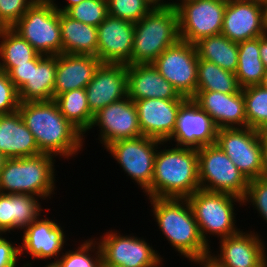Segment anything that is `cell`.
I'll list each match as a JSON object with an SVG mask.
<instances>
[{"instance_id": "cell-19", "label": "cell", "mask_w": 267, "mask_h": 267, "mask_svg": "<svg viewBox=\"0 0 267 267\" xmlns=\"http://www.w3.org/2000/svg\"><path fill=\"white\" fill-rule=\"evenodd\" d=\"M134 24L108 15L97 26V57L102 63L131 65Z\"/></svg>"}, {"instance_id": "cell-46", "label": "cell", "mask_w": 267, "mask_h": 267, "mask_svg": "<svg viewBox=\"0 0 267 267\" xmlns=\"http://www.w3.org/2000/svg\"><path fill=\"white\" fill-rule=\"evenodd\" d=\"M54 2V6L55 8L59 11V12H66L70 7L74 6V5H77L79 3H81L82 1L84 0H65L66 3L65 5L61 7V4L60 6H58L59 4H56V0H52Z\"/></svg>"}, {"instance_id": "cell-3", "label": "cell", "mask_w": 267, "mask_h": 267, "mask_svg": "<svg viewBox=\"0 0 267 267\" xmlns=\"http://www.w3.org/2000/svg\"><path fill=\"white\" fill-rule=\"evenodd\" d=\"M153 218L168 243L188 260L209 255L187 198H148Z\"/></svg>"}, {"instance_id": "cell-43", "label": "cell", "mask_w": 267, "mask_h": 267, "mask_svg": "<svg viewBox=\"0 0 267 267\" xmlns=\"http://www.w3.org/2000/svg\"><path fill=\"white\" fill-rule=\"evenodd\" d=\"M262 146V177L267 178V128L259 131Z\"/></svg>"}, {"instance_id": "cell-1", "label": "cell", "mask_w": 267, "mask_h": 267, "mask_svg": "<svg viewBox=\"0 0 267 267\" xmlns=\"http://www.w3.org/2000/svg\"><path fill=\"white\" fill-rule=\"evenodd\" d=\"M18 111L41 153L69 160L83 151L84 135L65 119L54 100L20 102Z\"/></svg>"}, {"instance_id": "cell-28", "label": "cell", "mask_w": 267, "mask_h": 267, "mask_svg": "<svg viewBox=\"0 0 267 267\" xmlns=\"http://www.w3.org/2000/svg\"><path fill=\"white\" fill-rule=\"evenodd\" d=\"M62 53L92 55L97 57V27L72 19L59 12Z\"/></svg>"}, {"instance_id": "cell-6", "label": "cell", "mask_w": 267, "mask_h": 267, "mask_svg": "<svg viewBox=\"0 0 267 267\" xmlns=\"http://www.w3.org/2000/svg\"><path fill=\"white\" fill-rule=\"evenodd\" d=\"M187 200L198 224L200 235L208 247L211 248L209 243L211 235L220 237L219 240H221L240 231V228L235 225L237 221L234 205L238 203L243 206L242 198L229 193L198 189Z\"/></svg>"}, {"instance_id": "cell-44", "label": "cell", "mask_w": 267, "mask_h": 267, "mask_svg": "<svg viewBox=\"0 0 267 267\" xmlns=\"http://www.w3.org/2000/svg\"><path fill=\"white\" fill-rule=\"evenodd\" d=\"M190 261H191V264L193 262L194 264H197V265L199 264L200 267H223L210 255L193 258V259H190L189 262Z\"/></svg>"}, {"instance_id": "cell-25", "label": "cell", "mask_w": 267, "mask_h": 267, "mask_svg": "<svg viewBox=\"0 0 267 267\" xmlns=\"http://www.w3.org/2000/svg\"><path fill=\"white\" fill-rule=\"evenodd\" d=\"M38 198L30 194L0 193V234H11L16 229L24 231L41 216L44 208Z\"/></svg>"}, {"instance_id": "cell-33", "label": "cell", "mask_w": 267, "mask_h": 267, "mask_svg": "<svg viewBox=\"0 0 267 267\" xmlns=\"http://www.w3.org/2000/svg\"><path fill=\"white\" fill-rule=\"evenodd\" d=\"M240 89L235 73L222 69L215 63L198 60L196 91L233 94Z\"/></svg>"}, {"instance_id": "cell-10", "label": "cell", "mask_w": 267, "mask_h": 267, "mask_svg": "<svg viewBox=\"0 0 267 267\" xmlns=\"http://www.w3.org/2000/svg\"><path fill=\"white\" fill-rule=\"evenodd\" d=\"M228 0H187L178 12L180 40L191 44L200 39L221 34Z\"/></svg>"}, {"instance_id": "cell-26", "label": "cell", "mask_w": 267, "mask_h": 267, "mask_svg": "<svg viewBox=\"0 0 267 267\" xmlns=\"http://www.w3.org/2000/svg\"><path fill=\"white\" fill-rule=\"evenodd\" d=\"M0 153L7 159L41 154L19 111L0 115Z\"/></svg>"}, {"instance_id": "cell-49", "label": "cell", "mask_w": 267, "mask_h": 267, "mask_svg": "<svg viewBox=\"0 0 267 267\" xmlns=\"http://www.w3.org/2000/svg\"><path fill=\"white\" fill-rule=\"evenodd\" d=\"M6 159L7 158L3 154L0 153V172H1L2 168H3V166H4V163H5Z\"/></svg>"}, {"instance_id": "cell-30", "label": "cell", "mask_w": 267, "mask_h": 267, "mask_svg": "<svg viewBox=\"0 0 267 267\" xmlns=\"http://www.w3.org/2000/svg\"><path fill=\"white\" fill-rule=\"evenodd\" d=\"M0 70L31 64L39 53L13 28H0Z\"/></svg>"}, {"instance_id": "cell-5", "label": "cell", "mask_w": 267, "mask_h": 267, "mask_svg": "<svg viewBox=\"0 0 267 267\" xmlns=\"http://www.w3.org/2000/svg\"><path fill=\"white\" fill-rule=\"evenodd\" d=\"M180 40L175 7H154L134 24L131 64L152 63Z\"/></svg>"}, {"instance_id": "cell-16", "label": "cell", "mask_w": 267, "mask_h": 267, "mask_svg": "<svg viewBox=\"0 0 267 267\" xmlns=\"http://www.w3.org/2000/svg\"><path fill=\"white\" fill-rule=\"evenodd\" d=\"M217 128L211 117L191 98L180 107L174 133L168 140L171 145L199 149L213 145L216 141Z\"/></svg>"}, {"instance_id": "cell-17", "label": "cell", "mask_w": 267, "mask_h": 267, "mask_svg": "<svg viewBox=\"0 0 267 267\" xmlns=\"http://www.w3.org/2000/svg\"><path fill=\"white\" fill-rule=\"evenodd\" d=\"M45 215L39 216L24 231L22 236V244H20V256L23 253L29 255L31 259L44 260L53 259L56 262L64 253V246L68 241L66 232L61 224ZM25 251V252H24Z\"/></svg>"}, {"instance_id": "cell-2", "label": "cell", "mask_w": 267, "mask_h": 267, "mask_svg": "<svg viewBox=\"0 0 267 267\" xmlns=\"http://www.w3.org/2000/svg\"><path fill=\"white\" fill-rule=\"evenodd\" d=\"M165 143L158 147L151 186L144 194L147 198H188L200 189L198 151L179 146L167 148Z\"/></svg>"}, {"instance_id": "cell-12", "label": "cell", "mask_w": 267, "mask_h": 267, "mask_svg": "<svg viewBox=\"0 0 267 267\" xmlns=\"http://www.w3.org/2000/svg\"><path fill=\"white\" fill-rule=\"evenodd\" d=\"M215 144L248 180L262 177L259 131L249 127L217 129Z\"/></svg>"}, {"instance_id": "cell-50", "label": "cell", "mask_w": 267, "mask_h": 267, "mask_svg": "<svg viewBox=\"0 0 267 267\" xmlns=\"http://www.w3.org/2000/svg\"><path fill=\"white\" fill-rule=\"evenodd\" d=\"M100 267H122V266H118V265H113L110 263H106L103 260L101 261Z\"/></svg>"}, {"instance_id": "cell-38", "label": "cell", "mask_w": 267, "mask_h": 267, "mask_svg": "<svg viewBox=\"0 0 267 267\" xmlns=\"http://www.w3.org/2000/svg\"><path fill=\"white\" fill-rule=\"evenodd\" d=\"M251 205L257 210L258 215L267 223V178H257L249 180V185L243 205Z\"/></svg>"}, {"instance_id": "cell-54", "label": "cell", "mask_w": 267, "mask_h": 267, "mask_svg": "<svg viewBox=\"0 0 267 267\" xmlns=\"http://www.w3.org/2000/svg\"><path fill=\"white\" fill-rule=\"evenodd\" d=\"M262 267H267V258L264 260V263H263Z\"/></svg>"}, {"instance_id": "cell-18", "label": "cell", "mask_w": 267, "mask_h": 267, "mask_svg": "<svg viewBox=\"0 0 267 267\" xmlns=\"http://www.w3.org/2000/svg\"><path fill=\"white\" fill-rule=\"evenodd\" d=\"M255 230L238 233L219 240V251L209 255L223 267H262L267 258L266 244ZM220 252V254H219Z\"/></svg>"}, {"instance_id": "cell-15", "label": "cell", "mask_w": 267, "mask_h": 267, "mask_svg": "<svg viewBox=\"0 0 267 267\" xmlns=\"http://www.w3.org/2000/svg\"><path fill=\"white\" fill-rule=\"evenodd\" d=\"M97 126L98 140L104 149L115 141L143 136L136 105L128 96L100 109L94 115L90 130Z\"/></svg>"}, {"instance_id": "cell-14", "label": "cell", "mask_w": 267, "mask_h": 267, "mask_svg": "<svg viewBox=\"0 0 267 267\" xmlns=\"http://www.w3.org/2000/svg\"><path fill=\"white\" fill-rule=\"evenodd\" d=\"M267 33V4L258 1L228 0L221 34L240 43Z\"/></svg>"}, {"instance_id": "cell-32", "label": "cell", "mask_w": 267, "mask_h": 267, "mask_svg": "<svg viewBox=\"0 0 267 267\" xmlns=\"http://www.w3.org/2000/svg\"><path fill=\"white\" fill-rule=\"evenodd\" d=\"M54 101L59 111L83 135L90 131L94 114L88 106L86 89H75L56 96Z\"/></svg>"}, {"instance_id": "cell-4", "label": "cell", "mask_w": 267, "mask_h": 267, "mask_svg": "<svg viewBox=\"0 0 267 267\" xmlns=\"http://www.w3.org/2000/svg\"><path fill=\"white\" fill-rule=\"evenodd\" d=\"M55 159L45 153L6 159L0 172V193L30 194L48 201L56 191Z\"/></svg>"}, {"instance_id": "cell-9", "label": "cell", "mask_w": 267, "mask_h": 267, "mask_svg": "<svg viewBox=\"0 0 267 267\" xmlns=\"http://www.w3.org/2000/svg\"><path fill=\"white\" fill-rule=\"evenodd\" d=\"M161 142L154 138L140 136L115 141L105 149L130 179L134 180L132 182L145 192L151 186L155 155Z\"/></svg>"}, {"instance_id": "cell-35", "label": "cell", "mask_w": 267, "mask_h": 267, "mask_svg": "<svg viewBox=\"0 0 267 267\" xmlns=\"http://www.w3.org/2000/svg\"><path fill=\"white\" fill-rule=\"evenodd\" d=\"M81 243L77 249L64 250L56 261L59 267H100L102 254L97 240L88 238Z\"/></svg>"}, {"instance_id": "cell-36", "label": "cell", "mask_w": 267, "mask_h": 267, "mask_svg": "<svg viewBox=\"0 0 267 267\" xmlns=\"http://www.w3.org/2000/svg\"><path fill=\"white\" fill-rule=\"evenodd\" d=\"M107 4L108 15L134 23L155 7L148 0H107Z\"/></svg>"}, {"instance_id": "cell-23", "label": "cell", "mask_w": 267, "mask_h": 267, "mask_svg": "<svg viewBox=\"0 0 267 267\" xmlns=\"http://www.w3.org/2000/svg\"><path fill=\"white\" fill-rule=\"evenodd\" d=\"M128 97L132 101L141 99L187 100L180 95L158 70L152 65H127Z\"/></svg>"}, {"instance_id": "cell-8", "label": "cell", "mask_w": 267, "mask_h": 267, "mask_svg": "<svg viewBox=\"0 0 267 267\" xmlns=\"http://www.w3.org/2000/svg\"><path fill=\"white\" fill-rule=\"evenodd\" d=\"M198 151L200 189L229 193L244 198L249 180L216 144L202 146Z\"/></svg>"}, {"instance_id": "cell-37", "label": "cell", "mask_w": 267, "mask_h": 267, "mask_svg": "<svg viewBox=\"0 0 267 267\" xmlns=\"http://www.w3.org/2000/svg\"><path fill=\"white\" fill-rule=\"evenodd\" d=\"M65 13L72 19L97 27L108 16L107 0H84Z\"/></svg>"}, {"instance_id": "cell-29", "label": "cell", "mask_w": 267, "mask_h": 267, "mask_svg": "<svg viewBox=\"0 0 267 267\" xmlns=\"http://www.w3.org/2000/svg\"><path fill=\"white\" fill-rule=\"evenodd\" d=\"M198 59L215 63L222 69L235 73L238 67V43L223 34L200 39L195 43Z\"/></svg>"}, {"instance_id": "cell-13", "label": "cell", "mask_w": 267, "mask_h": 267, "mask_svg": "<svg viewBox=\"0 0 267 267\" xmlns=\"http://www.w3.org/2000/svg\"><path fill=\"white\" fill-rule=\"evenodd\" d=\"M198 60L195 44L179 40L163 51L152 65L180 95L192 98L197 89Z\"/></svg>"}, {"instance_id": "cell-24", "label": "cell", "mask_w": 267, "mask_h": 267, "mask_svg": "<svg viewBox=\"0 0 267 267\" xmlns=\"http://www.w3.org/2000/svg\"><path fill=\"white\" fill-rule=\"evenodd\" d=\"M101 63L98 57L92 55H57L54 98L68 91L85 89Z\"/></svg>"}, {"instance_id": "cell-39", "label": "cell", "mask_w": 267, "mask_h": 267, "mask_svg": "<svg viewBox=\"0 0 267 267\" xmlns=\"http://www.w3.org/2000/svg\"><path fill=\"white\" fill-rule=\"evenodd\" d=\"M35 0H0V28H12Z\"/></svg>"}, {"instance_id": "cell-41", "label": "cell", "mask_w": 267, "mask_h": 267, "mask_svg": "<svg viewBox=\"0 0 267 267\" xmlns=\"http://www.w3.org/2000/svg\"><path fill=\"white\" fill-rule=\"evenodd\" d=\"M0 234V267H18L20 246Z\"/></svg>"}, {"instance_id": "cell-53", "label": "cell", "mask_w": 267, "mask_h": 267, "mask_svg": "<svg viewBox=\"0 0 267 267\" xmlns=\"http://www.w3.org/2000/svg\"><path fill=\"white\" fill-rule=\"evenodd\" d=\"M248 1H258V2H261V3L267 4V0H248Z\"/></svg>"}, {"instance_id": "cell-42", "label": "cell", "mask_w": 267, "mask_h": 267, "mask_svg": "<svg viewBox=\"0 0 267 267\" xmlns=\"http://www.w3.org/2000/svg\"><path fill=\"white\" fill-rule=\"evenodd\" d=\"M8 78L19 90L25 83L29 81L31 73V64H23L10 68L7 72Z\"/></svg>"}, {"instance_id": "cell-7", "label": "cell", "mask_w": 267, "mask_h": 267, "mask_svg": "<svg viewBox=\"0 0 267 267\" xmlns=\"http://www.w3.org/2000/svg\"><path fill=\"white\" fill-rule=\"evenodd\" d=\"M12 28L39 54H62L59 11L52 0H35Z\"/></svg>"}, {"instance_id": "cell-40", "label": "cell", "mask_w": 267, "mask_h": 267, "mask_svg": "<svg viewBox=\"0 0 267 267\" xmlns=\"http://www.w3.org/2000/svg\"><path fill=\"white\" fill-rule=\"evenodd\" d=\"M19 105L17 88L10 81L7 73L0 70V115L18 111Z\"/></svg>"}, {"instance_id": "cell-45", "label": "cell", "mask_w": 267, "mask_h": 267, "mask_svg": "<svg viewBox=\"0 0 267 267\" xmlns=\"http://www.w3.org/2000/svg\"><path fill=\"white\" fill-rule=\"evenodd\" d=\"M260 58L265 70H267V33L259 37Z\"/></svg>"}, {"instance_id": "cell-52", "label": "cell", "mask_w": 267, "mask_h": 267, "mask_svg": "<svg viewBox=\"0 0 267 267\" xmlns=\"http://www.w3.org/2000/svg\"><path fill=\"white\" fill-rule=\"evenodd\" d=\"M47 264L44 267H59L56 262H46Z\"/></svg>"}, {"instance_id": "cell-51", "label": "cell", "mask_w": 267, "mask_h": 267, "mask_svg": "<svg viewBox=\"0 0 267 267\" xmlns=\"http://www.w3.org/2000/svg\"><path fill=\"white\" fill-rule=\"evenodd\" d=\"M187 1V0H176V2L173 0L172 2H170V7H177L180 3Z\"/></svg>"}, {"instance_id": "cell-11", "label": "cell", "mask_w": 267, "mask_h": 267, "mask_svg": "<svg viewBox=\"0 0 267 267\" xmlns=\"http://www.w3.org/2000/svg\"><path fill=\"white\" fill-rule=\"evenodd\" d=\"M103 234L95 240H98L104 262L122 267L163 266V257L143 237L122 235L115 229Z\"/></svg>"}, {"instance_id": "cell-48", "label": "cell", "mask_w": 267, "mask_h": 267, "mask_svg": "<svg viewBox=\"0 0 267 267\" xmlns=\"http://www.w3.org/2000/svg\"><path fill=\"white\" fill-rule=\"evenodd\" d=\"M263 88L267 89V70H265V74L263 76L262 82L260 84Z\"/></svg>"}, {"instance_id": "cell-21", "label": "cell", "mask_w": 267, "mask_h": 267, "mask_svg": "<svg viewBox=\"0 0 267 267\" xmlns=\"http://www.w3.org/2000/svg\"><path fill=\"white\" fill-rule=\"evenodd\" d=\"M185 101L165 99L134 101L142 135L168 142L176 127L178 111Z\"/></svg>"}, {"instance_id": "cell-20", "label": "cell", "mask_w": 267, "mask_h": 267, "mask_svg": "<svg viewBox=\"0 0 267 267\" xmlns=\"http://www.w3.org/2000/svg\"><path fill=\"white\" fill-rule=\"evenodd\" d=\"M90 111L95 115L105 106L128 96L127 65L101 63L86 86Z\"/></svg>"}, {"instance_id": "cell-47", "label": "cell", "mask_w": 267, "mask_h": 267, "mask_svg": "<svg viewBox=\"0 0 267 267\" xmlns=\"http://www.w3.org/2000/svg\"><path fill=\"white\" fill-rule=\"evenodd\" d=\"M150 1L155 7H168L170 6V1L166 0H148Z\"/></svg>"}, {"instance_id": "cell-22", "label": "cell", "mask_w": 267, "mask_h": 267, "mask_svg": "<svg viewBox=\"0 0 267 267\" xmlns=\"http://www.w3.org/2000/svg\"><path fill=\"white\" fill-rule=\"evenodd\" d=\"M191 99L211 117L217 129L247 127L242 89L233 94L196 91Z\"/></svg>"}, {"instance_id": "cell-27", "label": "cell", "mask_w": 267, "mask_h": 267, "mask_svg": "<svg viewBox=\"0 0 267 267\" xmlns=\"http://www.w3.org/2000/svg\"><path fill=\"white\" fill-rule=\"evenodd\" d=\"M57 55L39 54L31 60V73L27 83L19 90L20 102L54 100Z\"/></svg>"}, {"instance_id": "cell-31", "label": "cell", "mask_w": 267, "mask_h": 267, "mask_svg": "<svg viewBox=\"0 0 267 267\" xmlns=\"http://www.w3.org/2000/svg\"><path fill=\"white\" fill-rule=\"evenodd\" d=\"M265 68L260 58L259 37L238 43V67L235 72L239 87L260 85Z\"/></svg>"}, {"instance_id": "cell-34", "label": "cell", "mask_w": 267, "mask_h": 267, "mask_svg": "<svg viewBox=\"0 0 267 267\" xmlns=\"http://www.w3.org/2000/svg\"><path fill=\"white\" fill-rule=\"evenodd\" d=\"M247 127L260 131L267 128V89L261 85L242 88Z\"/></svg>"}]
</instances>
